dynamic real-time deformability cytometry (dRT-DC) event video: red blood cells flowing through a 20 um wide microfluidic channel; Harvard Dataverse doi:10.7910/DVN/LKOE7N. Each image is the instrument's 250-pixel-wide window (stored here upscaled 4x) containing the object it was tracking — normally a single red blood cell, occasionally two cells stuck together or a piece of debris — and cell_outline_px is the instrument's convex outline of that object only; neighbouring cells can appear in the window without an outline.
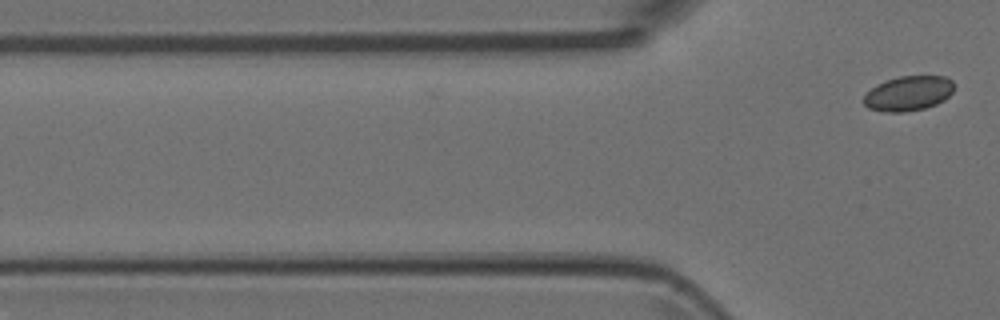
{"species": "Egyptian fruit bat (a non-hibernating species)", "species_latin": "Rousettus aegyptiacus", "temperature_condition": "room temperature", "stored_images_in_passage": 3, "camera_frame_rate_fps": 3000, "um_per_image_px": 0.085, "animal": {"sex": "female"}, "frame": {"image": 1, "passage_image": 3, "time_ms": 0.667, "image_size_px": [1000, 320], "cell_outline_px": [[956, 84], [952, 92], [944, 100], [936, 104], [924, 108], [904, 112], [888, 112], [868, 108], [860, 100], [876, 84], [900, 76], [944, 76], [952, 80]], "centroid_in_image_um": [77.22, 7.93], "position_along_channel_um": 48.6, "area_um2": 18.38}}